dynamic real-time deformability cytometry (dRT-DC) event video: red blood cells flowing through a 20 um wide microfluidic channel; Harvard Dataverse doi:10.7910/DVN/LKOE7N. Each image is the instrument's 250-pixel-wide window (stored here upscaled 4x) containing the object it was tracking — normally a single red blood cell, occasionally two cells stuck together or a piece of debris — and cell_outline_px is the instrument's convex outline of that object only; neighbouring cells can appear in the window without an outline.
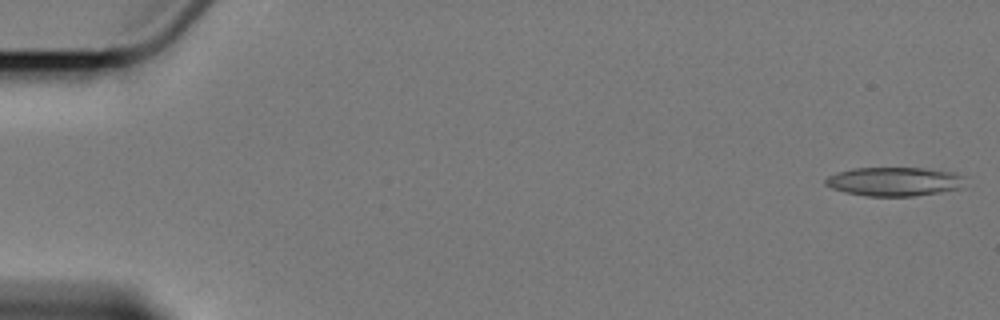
{"species": "Egyptian fruit bat (a non-hibernating species)", "species_latin": "Rousettus aegyptiacus", "temperature_condition": "cold", "stored_images_in_passage": 5, "camera_frame_rate_fps": 3000, "um_per_image_px": 0.085, "animal": {"sex": "female"}, "frame": {"image": 1, "passage_image": 1, "time_ms": 0.0, "image_size_px": [1000, 320], "cell_outline_px": [[964, 188], [940, 192], [912, 196], [868, 196], [844, 192], [832, 188], [824, 184], [824, 180], [828, 176], [836, 172], [852, 168], [924, 168], [956, 172], [964, 176]], "centroid_in_image_um": [76.03, 15.42], "position_along_channel_um": 9.0, "area_um2": 23.76}}
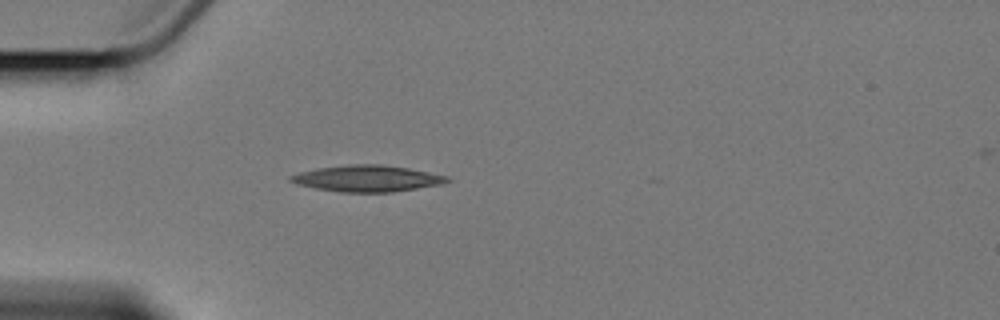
{"frame": {"image": 2, "passage_image": 5, "time_ms": 5.333, "image_size_px": [1000, 320], "cell_outline_px": [[452, 180], [440, 184], [392, 192], [340, 192], [316, 188], [296, 184], [288, 180], [288, 176], [300, 172], [320, 168], [352, 164], [380, 164], [408, 168], [448, 176]], "centroid_in_image_um": [31.19, 15.17], "position_along_channel_um": 53.8, "area_um2": 23.81}}